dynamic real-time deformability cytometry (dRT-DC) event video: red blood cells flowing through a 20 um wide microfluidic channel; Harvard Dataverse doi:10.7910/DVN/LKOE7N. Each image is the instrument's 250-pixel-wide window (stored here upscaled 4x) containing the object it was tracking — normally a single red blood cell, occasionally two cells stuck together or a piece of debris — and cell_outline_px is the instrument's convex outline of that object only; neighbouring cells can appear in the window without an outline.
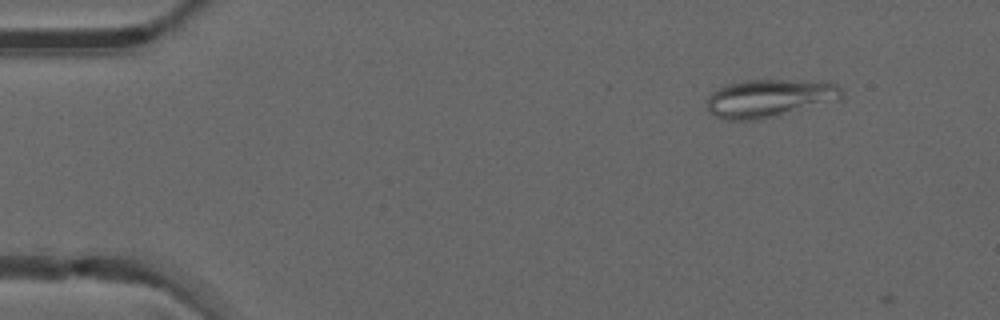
{"species": "common noctule bat (a hibernating species)", "species_latin": "Nyctalus noctula", "temperature_condition": "warm", "stored_images_in_passage": 2, "camera_frame_rate_fps": 3000, "um_per_image_px": 0.085, "animal": {"sex": "male", "forearm_length_mm": 52.5}, "frame": {"image": 1, "passage_image": 1, "time_ms": 0.0, "image_size_px": [1000, 320], "cell_outline_px": [[844, 92], [840, 100], [756, 120], [724, 120], [712, 116], [708, 112], [708, 100], [712, 92], [724, 84], [744, 80], [824, 80], [836, 84]], "centroid_in_image_um": [65.4, 8.33], "position_along_channel_um": 19.6, "area_um2": 30.11}}